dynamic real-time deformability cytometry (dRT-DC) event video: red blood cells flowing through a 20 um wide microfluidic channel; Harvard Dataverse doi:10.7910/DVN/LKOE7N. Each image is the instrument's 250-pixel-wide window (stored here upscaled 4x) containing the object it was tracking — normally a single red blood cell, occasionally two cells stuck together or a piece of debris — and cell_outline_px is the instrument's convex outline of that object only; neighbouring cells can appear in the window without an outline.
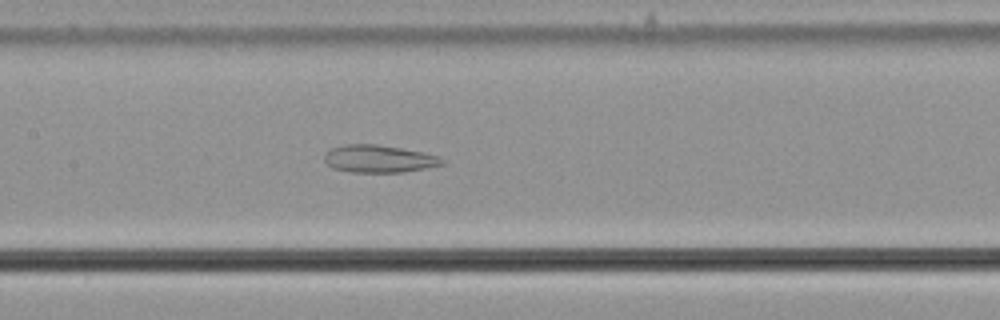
{"species": "common noctule bat (a hibernating species)", "species_latin": "Nyctalus noctula", "temperature_condition": "cold", "stored_images_in_passage": 56, "camera_frame_rate_fps": 3000, "um_per_image_px": 0.085, "animal": {"sex": "male", "body_mass_g": 21.5, "forearm_length_mm": 52.0}, "frame": {"image": 1, "passage_image": 27, "time_ms": 8.667, "image_size_px": [1000, 320], "cell_outline_px": [[444, 164], [404, 172], [352, 172], [332, 168], [324, 160], [324, 156], [332, 148], [344, 144], [376, 144], [400, 148], [440, 156], [444, 160]], "centroid_in_image_um": [32.2, 13.5], "position_along_channel_um": 175.2, "area_um2": 18.67}}
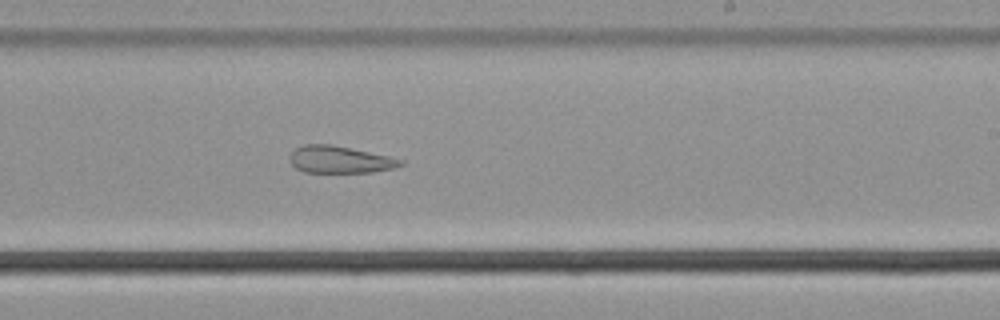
{"frame": {"image": 2, "passage_image": 34, "time_ms": 11.0, "image_size_px": [1000, 320], "cell_outline_px": [[404, 164], [396, 168], [372, 172], [304, 172], [296, 168], [288, 160], [288, 156], [296, 148], [304, 144], [332, 144], [388, 156], [404, 160]], "centroid_in_image_um": [28.88, 13.56], "position_along_channel_um": 260.1, "area_um2": 17.57}}
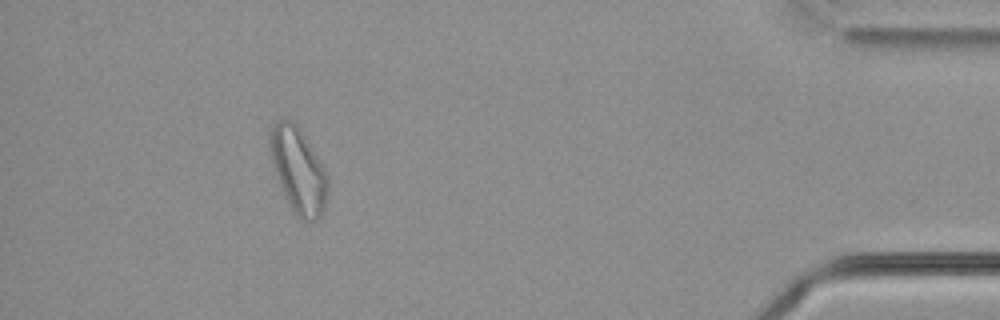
{"frame": {"image": 3, "passage_image": 51, "time_ms": 16.667, "image_size_px": [1000, 320], "cell_outline_px": [[328, 192], [324, 208], [320, 216], [316, 220], [300, 220], [284, 196], [280, 188], [276, 176], [268, 148], [268, 132], [276, 120], [292, 120], [300, 128], [324, 168], [328, 176]], "centroid_in_image_um": [25.32, 14.45], "position_along_channel_um": 409.9, "area_um2": 28.9}, "authors_computed_cell_mechanics": {"area_um2": 25.7499, "velocity_mm_per_s": 3.6529, "shape_relaxation_time_tau1_ms": null, "shape_relaxation_time_tau2_ms": 2.7845, "deformation_change_tau1": null, "deformation_change_tau2": 0.1014}}